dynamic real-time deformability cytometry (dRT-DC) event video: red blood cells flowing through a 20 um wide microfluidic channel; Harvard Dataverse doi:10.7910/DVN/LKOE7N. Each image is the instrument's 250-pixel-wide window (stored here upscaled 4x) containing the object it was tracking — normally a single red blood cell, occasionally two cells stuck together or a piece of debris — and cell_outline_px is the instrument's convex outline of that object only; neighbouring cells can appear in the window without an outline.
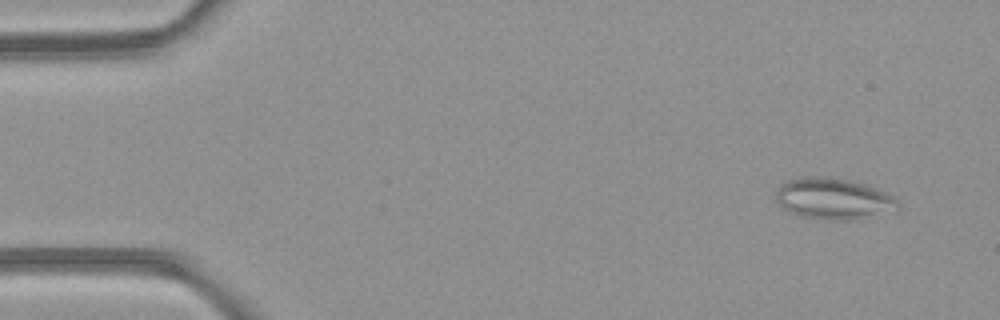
{"species": "common noctule bat (a hibernating species)", "species_latin": "Nyctalus noctula", "temperature_condition": "room temperature", "stored_images_in_passage": 48, "camera_frame_rate_fps": 3000, "um_per_image_px": 0.085, "animal": {"sex": "female", "body_mass_g": 21.9}, "frame": {"image": 1, "passage_image": 3, "time_ms": 0.667, "image_size_px": [1000, 320], "cell_outline_px": [[900, 208], [896, 212], [852, 220], [836, 220], [800, 216], [780, 208], [776, 200], [776, 192], [780, 184], [788, 180], [800, 176], [828, 176], [848, 180], [864, 184], [884, 192], [892, 196], [900, 204]], "centroid_in_image_um": [70.84, 16.89], "position_along_channel_um": 14.2, "area_um2": 29.71}}
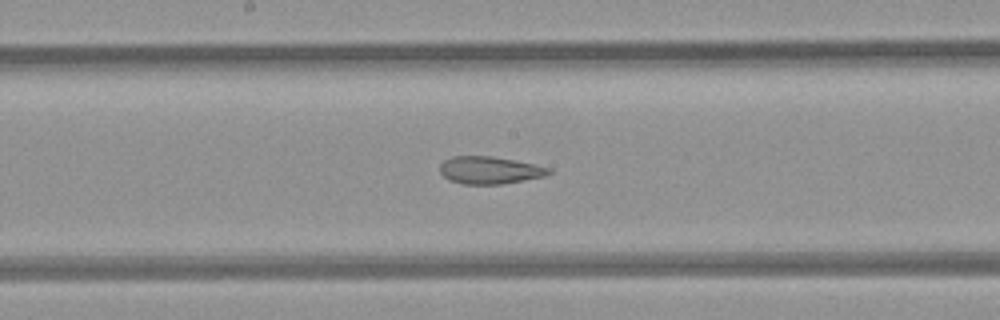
{"frame": {"image": 2, "passage_image": 25, "time_ms": 8.0, "image_size_px": [1000, 320], "cell_outline_px": [[552, 172], [544, 176], [500, 184], [464, 184], [448, 180], [440, 172], [440, 164], [444, 160], [452, 156], [492, 156], [516, 160], [552, 168]], "centroid_in_image_um": [41.61, 14.45], "position_along_channel_um": 206.6, "area_um2": 17.4}}
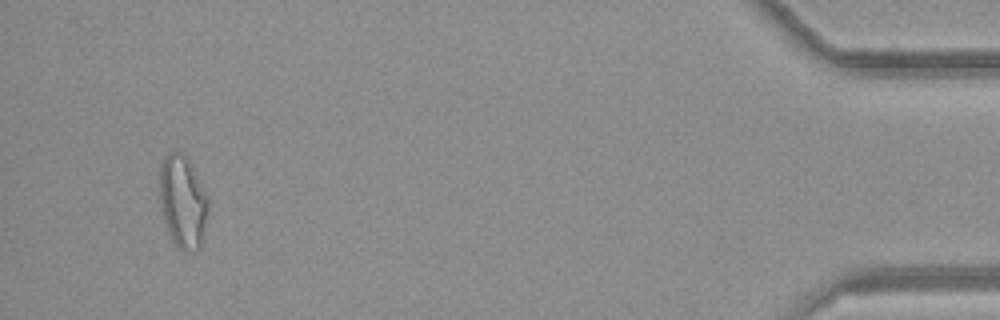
{"frame": {"image": 3, "passage_image": 46, "time_ms": 15.0, "image_size_px": [1000, 320], "cell_outline_px": [[208, 212], [204, 240], [200, 248], [184, 252], [176, 248], [164, 224], [160, 204], [160, 164], [164, 156], [168, 152], [184, 152], [192, 164], [208, 196]], "centroid_in_image_um": [15.55, 17.16], "position_along_channel_um": 419.7, "area_um2": 26.99}, "authors_computed_cell_mechanics": {"area_um2": 22.6576, "velocity_mm_per_s": 4.233, "shape_relaxation_time_tau1_ms": null, "shape_relaxation_time_tau2_ms": 2.9878, "deformation_change_tau1": null, "deformation_change_tau2": 0.1144}}